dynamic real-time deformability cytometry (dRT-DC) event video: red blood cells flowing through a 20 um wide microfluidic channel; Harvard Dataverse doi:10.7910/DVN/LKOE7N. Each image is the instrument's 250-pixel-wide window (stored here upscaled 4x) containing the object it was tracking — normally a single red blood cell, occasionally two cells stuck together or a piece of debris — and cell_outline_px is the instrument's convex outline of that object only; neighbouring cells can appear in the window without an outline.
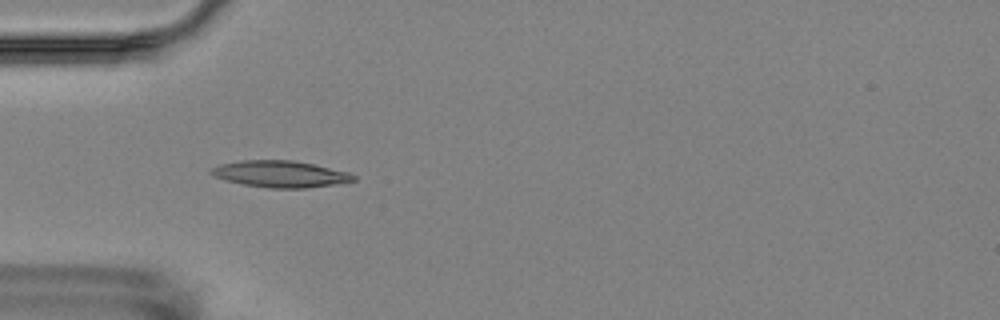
{"species": "Egyptian fruit bat (a non-hibernating species)", "species_latin": "Rousettus aegyptiacus", "temperature_condition": "room temperature", "stored_images_in_passage": 6, "camera_frame_rate_fps": 3000, "um_per_image_px": 0.085, "animal": {"sex": "female"}, "frame": {"image": 1, "passage_image": 5, "time_ms": 5.333, "image_size_px": [1000, 320], "cell_outline_px": [[356, 180], [336, 184], [308, 188], [268, 188], [244, 184], [224, 180], [212, 176], [208, 172], [208, 168], [220, 164], [240, 160], [292, 160], [312, 164], [348, 172], [356, 176]], "centroid_in_image_um": [23.76, 14.79], "position_along_channel_um": 61.2, "area_um2": 22.2}}